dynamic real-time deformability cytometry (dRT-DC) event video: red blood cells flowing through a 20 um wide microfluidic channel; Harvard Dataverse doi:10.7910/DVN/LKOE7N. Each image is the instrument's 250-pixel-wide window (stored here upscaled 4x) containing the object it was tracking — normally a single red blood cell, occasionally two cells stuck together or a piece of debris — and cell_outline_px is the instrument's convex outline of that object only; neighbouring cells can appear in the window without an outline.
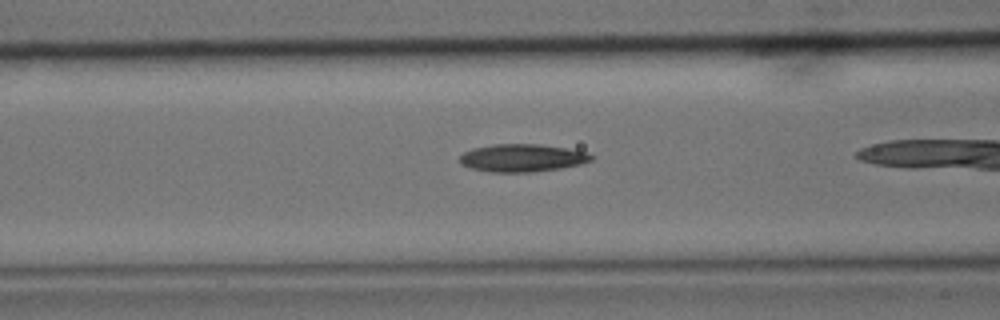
{"species": "common noctule bat (a hibernating species)", "species_latin": "Nyctalus noctula", "temperature_condition": "cold", "stored_images_in_passage": 31, "camera_frame_rate_fps": 3000, "um_per_image_px": 0.085, "animal": {"sex": "male", "body_mass_g": 15.6}, "frame": {"image": 1, "passage_image": 10, "time_ms": 3.0, "image_size_px": [1000, 320], "cell_outline_px": [[596, 156], [592, 160], [580, 164], [560, 168], [532, 172], [488, 172], [472, 168], [460, 164], [460, 156], [464, 152], [472, 148], [492, 144], [540, 144], [568, 148], [588, 152]], "centroid_in_image_um": [44.41, 13.41], "position_along_channel_um": 122.2, "area_um2": 21.44}}
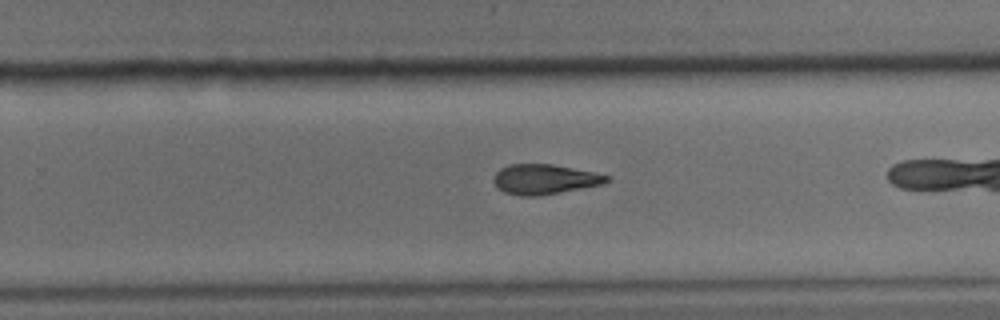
{"frame": {"image": 2, "passage_image": 23, "time_ms": 7.333, "image_size_px": [1000, 320], "cell_outline_px": [[612, 180], [604, 184], [536, 196], [520, 196], [504, 192], [492, 180], [496, 172], [500, 168], [508, 164], [552, 164], [596, 172], [608, 176]], "centroid_in_image_um": [46.3, 15.22], "position_along_channel_um": 283.5, "area_um2": 19.71}}
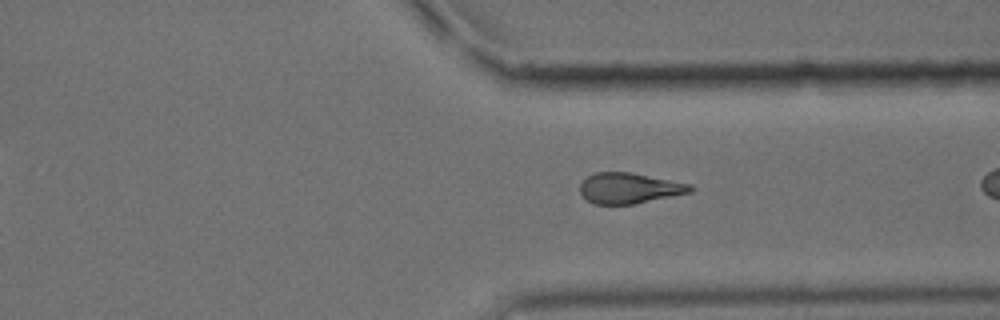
{"frame": {"image": 3, "passage_image": 29, "time_ms": 9.333, "image_size_px": [1000, 320], "cell_outline_px": [[692, 192], [632, 204], [592, 204], [580, 192], [580, 184], [588, 176], [596, 172], [632, 172], [692, 184]], "centroid_in_image_um": [53.49, 15.98], "position_along_channel_um": 357.9, "area_um2": 19.59}}